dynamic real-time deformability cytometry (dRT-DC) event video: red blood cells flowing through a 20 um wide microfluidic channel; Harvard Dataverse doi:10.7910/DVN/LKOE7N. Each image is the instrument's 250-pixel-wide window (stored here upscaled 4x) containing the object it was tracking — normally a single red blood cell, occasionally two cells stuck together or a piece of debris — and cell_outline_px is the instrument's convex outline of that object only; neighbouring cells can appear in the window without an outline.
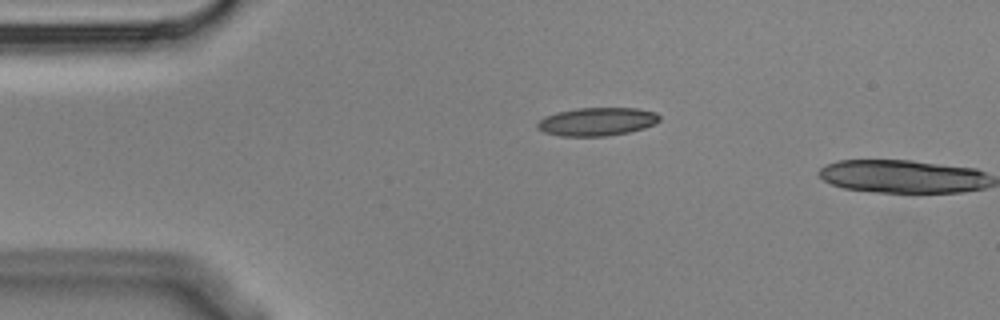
{"species": "Egyptian fruit bat (a non-hibernating species)", "species_latin": "Rousettus aegyptiacus", "temperature_condition": "cold", "stored_images_in_passage": 2, "camera_frame_rate_fps": 3000, "um_per_image_px": 0.085, "animal": {"sex": "male"}, "frame": {"image": 1, "passage_image": 1, "time_ms": 0.0, "image_size_px": [1000, 320], "cell_outline_px": [[660, 120], [644, 128], [628, 132], [604, 136], [560, 136], [544, 132], [536, 128], [536, 124], [544, 116], [556, 112], [576, 108], [636, 108], [656, 112], [660, 116]], "centroid_in_image_um": [50.71, 10.33], "position_along_channel_um": 34.3, "area_um2": 20.11}}